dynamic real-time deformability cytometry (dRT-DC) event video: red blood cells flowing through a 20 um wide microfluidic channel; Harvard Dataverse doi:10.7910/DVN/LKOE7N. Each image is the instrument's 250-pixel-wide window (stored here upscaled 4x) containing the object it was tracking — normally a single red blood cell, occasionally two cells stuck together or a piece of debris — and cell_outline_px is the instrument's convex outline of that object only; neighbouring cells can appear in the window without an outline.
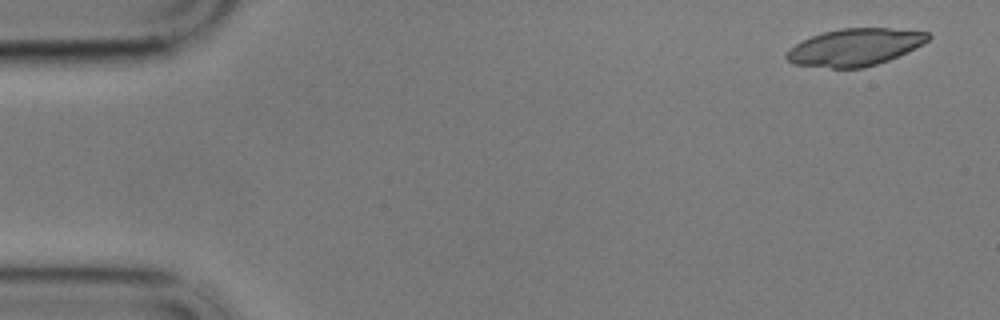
{"species": "common noctule bat (a hibernating species)", "species_latin": "Nyctalus noctula", "temperature_condition": "cold", "stored_images_in_passage": 57, "camera_frame_rate_fps": 3000, "um_per_image_px": 0.085, "animal": {"sex": "male", "body_mass_g": 17.9}, "frame": {"image": 1, "passage_image": 1, "time_ms": 0.0, "image_size_px": [1000, 320], "cell_outline_px": [[932, 36], [928, 40], [888, 60], [864, 68], [832, 68], [792, 64], [784, 56], [796, 44], [812, 36], [824, 32], [840, 28], [888, 28], [928, 32]], "centroid_in_image_um": [72.64, 4.01], "position_along_channel_um": 12.4, "area_um2": 30.17}}